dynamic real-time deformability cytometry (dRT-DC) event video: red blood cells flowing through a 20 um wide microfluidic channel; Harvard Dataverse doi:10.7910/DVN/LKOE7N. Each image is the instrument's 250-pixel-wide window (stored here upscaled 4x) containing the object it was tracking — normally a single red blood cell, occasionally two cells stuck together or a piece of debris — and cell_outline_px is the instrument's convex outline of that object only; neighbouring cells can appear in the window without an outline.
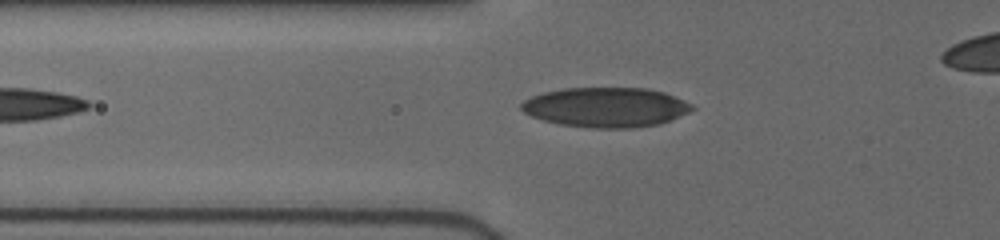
{"species": "human", "species_latin": "Homo sapiens", "temperature_condition": "cold", "stored_images_in_passage": 35, "camera_frame_rate_fps": 3000, "um_per_image_px": 0.085, "donor": {"sex": "female"}, "frame": {"image": 1, "passage_image": 3, "time_ms": 0.333, "image_size_px": [1000, 240], "cell_outline_px": [[696, 108], [672, 120], [660, 124], [632, 128], [588, 128], [560, 124], [544, 120], [532, 116], [524, 112], [520, 108], [520, 104], [524, 100], [532, 96], [544, 92], [564, 88], [644, 88], [664, 92], [684, 100], [692, 104]], "centroid_in_image_um": [51.51, 9.12], "position_along_channel_um": 74.3, "area_um2": 39.65}}
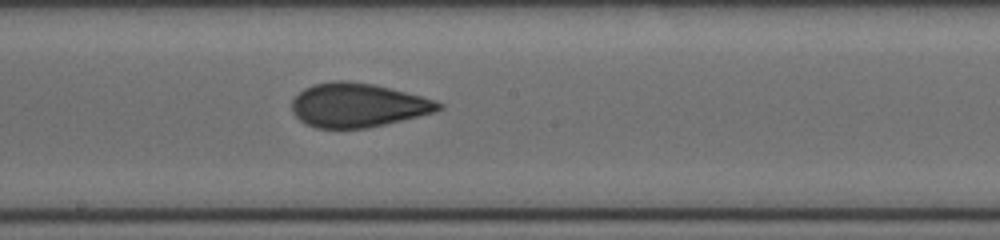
{"frame": {"image": 2, "passage_image": 16, "time_ms": 4.0, "image_size_px": [1000, 240], "cell_outline_px": [[444, 108], [436, 112], [368, 128], [316, 128], [304, 124], [292, 112], [292, 100], [304, 88], [312, 84], [332, 80], [348, 80], [372, 84], [424, 96], [436, 100], [444, 104]], "centroid_in_image_um": [30.43, 8.93], "position_along_channel_um": 217.8, "area_um2": 37.92}}
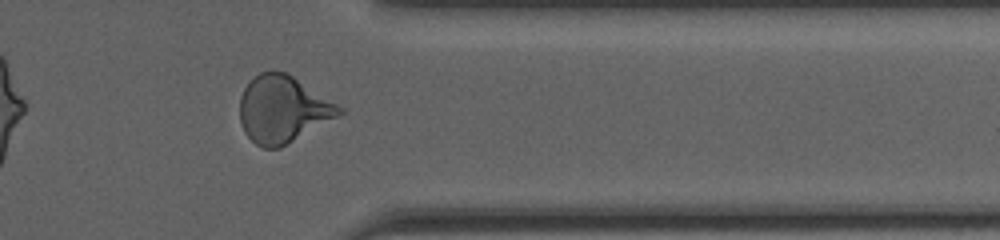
{"frame": {"image": 3, "passage_image": 30, "time_ms": 8.333, "image_size_px": [1000, 240], "cell_outline_px": [[344, 112], [280, 148], [264, 148], [256, 144], [244, 132], [240, 120], [240, 96], [244, 88], [260, 72], [288, 72], [344, 108]], "centroid_in_image_um": [24.03, 9.28], "position_along_channel_um": 387.4, "area_um2": 38.38}, "authors_computed_cell_mechanics": {"area_um2": 37.57, "velocity_mm_per_s": 3.9888, "shape_relaxation_time_tau1_ms": 5.2427, "shape_relaxation_time_tau2_ms": 1.1075, "deformation_change_tau1": 0.151, "deformation_change_tau2": 0.0559}}